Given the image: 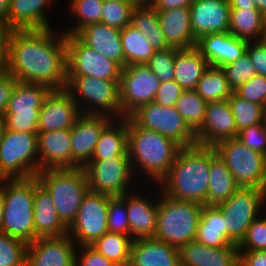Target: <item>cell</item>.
<instances>
[{"label":"cell","instance_id":"e0dca14e","mask_svg":"<svg viewBox=\"0 0 266 266\" xmlns=\"http://www.w3.org/2000/svg\"><path fill=\"white\" fill-rule=\"evenodd\" d=\"M113 120L107 115L81 114L71 128L73 168L91 160L102 130Z\"/></svg>","mask_w":266,"mask_h":266},{"label":"cell","instance_id":"f6af8a7d","mask_svg":"<svg viewBox=\"0 0 266 266\" xmlns=\"http://www.w3.org/2000/svg\"><path fill=\"white\" fill-rule=\"evenodd\" d=\"M108 232L130 236L126 194L109 198Z\"/></svg>","mask_w":266,"mask_h":266},{"label":"cell","instance_id":"5bb4252c","mask_svg":"<svg viewBox=\"0 0 266 266\" xmlns=\"http://www.w3.org/2000/svg\"><path fill=\"white\" fill-rule=\"evenodd\" d=\"M111 196L89 190L76 217L68 227V235L77 246H90L108 232V207Z\"/></svg>","mask_w":266,"mask_h":266},{"label":"cell","instance_id":"7a4b0ae2","mask_svg":"<svg viewBox=\"0 0 266 266\" xmlns=\"http://www.w3.org/2000/svg\"><path fill=\"white\" fill-rule=\"evenodd\" d=\"M211 146L181 147L168 173L156 184L168 196L206 205Z\"/></svg>","mask_w":266,"mask_h":266},{"label":"cell","instance_id":"89a4df30","mask_svg":"<svg viewBox=\"0 0 266 266\" xmlns=\"http://www.w3.org/2000/svg\"><path fill=\"white\" fill-rule=\"evenodd\" d=\"M265 122H266V106H265Z\"/></svg>","mask_w":266,"mask_h":266},{"label":"cell","instance_id":"a7ac6f4b","mask_svg":"<svg viewBox=\"0 0 266 266\" xmlns=\"http://www.w3.org/2000/svg\"><path fill=\"white\" fill-rule=\"evenodd\" d=\"M0 178L2 179V180H4V179H7L1 172H0Z\"/></svg>","mask_w":266,"mask_h":266},{"label":"cell","instance_id":"4fadbf2b","mask_svg":"<svg viewBox=\"0 0 266 266\" xmlns=\"http://www.w3.org/2000/svg\"><path fill=\"white\" fill-rule=\"evenodd\" d=\"M161 81L146 64L127 65L121 70L119 101L122 118L154 102Z\"/></svg>","mask_w":266,"mask_h":266},{"label":"cell","instance_id":"484cf974","mask_svg":"<svg viewBox=\"0 0 266 266\" xmlns=\"http://www.w3.org/2000/svg\"><path fill=\"white\" fill-rule=\"evenodd\" d=\"M129 266H181L179 249L154 238L133 240Z\"/></svg>","mask_w":266,"mask_h":266},{"label":"cell","instance_id":"ffe728a7","mask_svg":"<svg viewBox=\"0 0 266 266\" xmlns=\"http://www.w3.org/2000/svg\"><path fill=\"white\" fill-rule=\"evenodd\" d=\"M195 134L196 144L212 147L220 141L237 138L235 120L228 99L207 103L204 122Z\"/></svg>","mask_w":266,"mask_h":266},{"label":"cell","instance_id":"c3c4849f","mask_svg":"<svg viewBox=\"0 0 266 266\" xmlns=\"http://www.w3.org/2000/svg\"><path fill=\"white\" fill-rule=\"evenodd\" d=\"M257 217L249 226L239 250H266V215Z\"/></svg>","mask_w":266,"mask_h":266},{"label":"cell","instance_id":"30bf717a","mask_svg":"<svg viewBox=\"0 0 266 266\" xmlns=\"http://www.w3.org/2000/svg\"><path fill=\"white\" fill-rule=\"evenodd\" d=\"M214 149L240 187L266 190V156L249 149L238 138L220 141Z\"/></svg>","mask_w":266,"mask_h":266},{"label":"cell","instance_id":"7c38bea8","mask_svg":"<svg viewBox=\"0 0 266 266\" xmlns=\"http://www.w3.org/2000/svg\"><path fill=\"white\" fill-rule=\"evenodd\" d=\"M135 125L155 131L172 139L181 147L196 144V134L188 126L175 106L164 107L150 102L128 117Z\"/></svg>","mask_w":266,"mask_h":266},{"label":"cell","instance_id":"94428289","mask_svg":"<svg viewBox=\"0 0 266 266\" xmlns=\"http://www.w3.org/2000/svg\"><path fill=\"white\" fill-rule=\"evenodd\" d=\"M231 8L257 9L255 0H227Z\"/></svg>","mask_w":266,"mask_h":266},{"label":"cell","instance_id":"74e56055","mask_svg":"<svg viewBox=\"0 0 266 266\" xmlns=\"http://www.w3.org/2000/svg\"><path fill=\"white\" fill-rule=\"evenodd\" d=\"M132 242L131 236L106 232L90 246L116 265L129 266Z\"/></svg>","mask_w":266,"mask_h":266},{"label":"cell","instance_id":"5b68a950","mask_svg":"<svg viewBox=\"0 0 266 266\" xmlns=\"http://www.w3.org/2000/svg\"><path fill=\"white\" fill-rule=\"evenodd\" d=\"M158 190L160 197L153 238L180 249L195 240L203 205L174 199Z\"/></svg>","mask_w":266,"mask_h":266},{"label":"cell","instance_id":"9f6ffc18","mask_svg":"<svg viewBox=\"0 0 266 266\" xmlns=\"http://www.w3.org/2000/svg\"><path fill=\"white\" fill-rule=\"evenodd\" d=\"M239 266H266V250H239Z\"/></svg>","mask_w":266,"mask_h":266},{"label":"cell","instance_id":"83f0119b","mask_svg":"<svg viewBox=\"0 0 266 266\" xmlns=\"http://www.w3.org/2000/svg\"><path fill=\"white\" fill-rule=\"evenodd\" d=\"M158 18L161 30L171 48L195 47L197 39L192 34L190 7L158 11Z\"/></svg>","mask_w":266,"mask_h":266},{"label":"cell","instance_id":"91938a15","mask_svg":"<svg viewBox=\"0 0 266 266\" xmlns=\"http://www.w3.org/2000/svg\"><path fill=\"white\" fill-rule=\"evenodd\" d=\"M11 0H0V24L8 28V11Z\"/></svg>","mask_w":266,"mask_h":266},{"label":"cell","instance_id":"681fc988","mask_svg":"<svg viewBox=\"0 0 266 266\" xmlns=\"http://www.w3.org/2000/svg\"><path fill=\"white\" fill-rule=\"evenodd\" d=\"M237 95L248 101L266 106V76L256 74L243 83L235 91Z\"/></svg>","mask_w":266,"mask_h":266},{"label":"cell","instance_id":"8d00e7d4","mask_svg":"<svg viewBox=\"0 0 266 266\" xmlns=\"http://www.w3.org/2000/svg\"><path fill=\"white\" fill-rule=\"evenodd\" d=\"M124 54V67L133 64H146L156 50L148 40L131 24L120 33Z\"/></svg>","mask_w":266,"mask_h":266},{"label":"cell","instance_id":"be15d7a7","mask_svg":"<svg viewBox=\"0 0 266 266\" xmlns=\"http://www.w3.org/2000/svg\"><path fill=\"white\" fill-rule=\"evenodd\" d=\"M255 4L262 14L266 12V0H255Z\"/></svg>","mask_w":266,"mask_h":266},{"label":"cell","instance_id":"680465c9","mask_svg":"<svg viewBox=\"0 0 266 266\" xmlns=\"http://www.w3.org/2000/svg\"><path fill=\"white\" fill-rule=\"evenodd\" d=\"M9 29L0 24V72L6 70L7 65V39Z\"/></svg>","mask_w":266,"mask_h":266},{"label":"cell","instance_id":"ac0fdd59","mask_svg":"<svg viewBox=\"0 0 266 266\" xmlns=\"http://www.w3.org/2000/svg\"><path fill=\"white\" fill-rule=\"evenodd\" d=\"M76 247L68 234L39 237L28 243L26 266H75Z\"/></svg>","mask_w":266,"mask_h":266},{"label":"cell","instance_id":"cb8c5ba5","mask_svg":"<svg viewBox=\"0 0 266 266\" xmlns=\"http://www.w3.org/2000/svg\"><path fill=\"white\" fill-rule=\"evenodd\" d=\"M181 266H239L238 245L212 248L196 240L179 249Z\"/></svg>","mask_w":266,"mask_h":266},{"label":"cell","instance_id":"816d5d0a","mask_svg":"<svg viewBox=\"0 0 266 266\" xmlns=\"http://www.w3.org/2000/svg\"><path fill=\"white\" fill-rule=\"evenodd\" d=\"M76 249L75 266H118L91 246H77Z\"/></svg>","mask_w":266,"mask_h":266},{"label":"cell","instance_id":"6125c7cd","mask_svg":"<svg viewBox=\"0 0 266 266\" xmlns=\"http://www.w3.org/2000/svg\"><path fill=\"white\" fill-rule=\"evenodd\" d=\"M3 213H4V199H3L2 192L0 191V232H2Z\"/></svg>","mask_w":266,"mask_h":266},{"label":"cell","instance_id":"7dc6e473","mask_svg":"<svg viewBox=\"0 0 266 266\" xmlns=\"http://www.w3.org/2000/svg\"><path fill=\"white\" fill-rule=\"evenodd\" d=\"M176 48L156 50L146 65L159 78L161 82L174 80V60Z\"/></svg>","mask_w":266,"mask_h":266},{"label":"cell","instance_id":"f546056e","mask_svg":"<svg viewBox=\"0 0 266 266\" xmlns=\"http://www.w3.org/2000/svg\"><path fill=\"white\" fill-rule=\"evenodd\" d=\"M57 0H11L8 11V29L52 28L46 15V8ZM47 17V18H46Z\"/></svg>","mask_w":266,"mask_h":266},{"label":"cell","instance_id":"03108f58","mask_svg":"<svg viewBox=\"0 0 266 266\" xmlns=\"http://www.w3.org/2000/svg\"><path fill=\"white\" fill-rule=\"evenodd\" d=\"M263 34H266V12L263 14Z\"/></svg>","mask_w":266,"mask_h":266},{"label":"cell","instance_id":"8fae6325","mask_svg":"<svg viewBox=\"0 0 266 266\" xmlns=\"http://www.w3.org/2000/svg\"><path fill=\"white\" fill-rule=\"evenodd\" d=\"M52 91L44 84L18 82L4 115L6 129L38 133L40 109Z\"/></svg>","mask_w":266,"mask_h":266},{"label":"cell","instance_id":"7402d4cb","mask_svg":"<svg viewBox=\"0 0 266 266\" xmlns=\"http://www.w3.org/2000/svg\"><path fill=\"white\" fill-rule=\"evenodd\" d=\"M230 9L227 0H195L190 6L193 36L229 32Z\"/></svg>","mask_w":266,"mask_h":266},{"label":"cell","instance_id":"d4e9b609","mask_svg":"<svg viewBox=\"0 0 266 266\" xmlns=\"http://www.w3.org/2000/svg\"><path fill=\"white\" fill-rule=\"evenodd\" d=\"M126 193V207L130 225V236L133 240L153 238L157 223L159 196L152 202L144 194L136 191ZM143 195V196H141Z\"/></svg>","mask_w":266,"mask_h":266},{"label":"cell","instance_id":"d590c367","mask_svg":"<svg viewBox=\"0 0 266 266\" xmlns=\"http://www.w3.org/2000/svg\"><path fill=\"white\" fill-rule=\"evenodd\" d=\"M229 33L250 41L263 39V14L258 9L231 8Z\"/></svg>","mask_w":266,"mask_h":266},{"label":"cell","instance_id":"db71d44e","mask_svg":"<svg viewBox=\"0 0 266 266\" xmlns=\"http://www.w3.org/2000/svg\"><path fill=\"white\" fill-rule=\"evenodd\" d=\"M246 53L251 59L256 74L266 76V44L262 40L250 41Z\"/></svg>","mask_w":266,"mask_h":266},{"label":"cell","instance_id":"d6a6232c","mask_svg":"<svg viewBox=\"0 0 266 266\" xmlns=\"http://www.w3.org/2000/svg\"><path fill=\"white\" fill-rule=\"evenodd\" d=\"M209 64L194 47L176 49L174 60V80L185 90H195L197 83Z\"/></svg>","mask_w":266,"mask_h":266},{"label":"cell","instance_id":"4dcf8cb0","mask_svg":"<svg viewBox=\"0 0 266 266\" xmlns=\"http://www.w3.org/2000/svg\"><path fill=\"white\" fill-rule=\"evenodd\" d=\"M114 157H129L127 118L113 119L102 130L91 160Z\"/></svg>","mask_w":266,"mask_h":266},{"label":"cell","instance_id":"b9f144b4","mask_svg":"<svg viewBox=\"0 0 266 266\" xmlns=\"http://www.w3.org/2000/svg\"><path fill=\"white\" fill-rule=\"evenodd\" d=\"M207 102L195 90L184 91L176 102V110L188 126L196 132L203 124Z\"/></svg>","mask_w":266,"mask_h":266},{"label":"cell","instance_id":"9c48e42d","mask_svg":"<svg viewBox=\"0 0 266 266\" xmlns=\"http://www.w3.org/2000/svg\"><path fill=\"white\" fill-rule=\"evenodd\" d=\"M264 205L265 189L255 187H240L230 198L217 205L223 214L228 239L233 244L239 245L251 223L264 216Z\"/></svg>","mask_w":266,"mask_h":266},{"label":"cell","instance_id":"44dd1931","mask_svg":"<svg viewBox=\"0 0 266 266\" xmlns=\"http://www.w3.org/2000/svg\"><path fill=\"white\" fill-rule=\"evenodd\" d=\"M247 46L248 41L226 32L200 36L196 41L195 48L205 58L209 66L222 68L244 56Z\"/></svg>","mask_w":266,"mask_h":266},{"label":"cell","instance_id":"277c9868","mask_svg":"<svg viewBox=\"0 0 266 266\" xmlns=\"http://www.w3.org/2000/svg\"><path fill=\"white\" fill-rule=\"evenodd\" d=\"M0 191L4 199L2 233L32 243L37 239L33 211L35 176L4 179Z\"/></svg>","mask_w":266,"mask_h":266},{"label":"cell","instance_id":"9a60e30c","mask_svg":"<svg viewBox=\"0 0 266 266\" xmlns=\"http://www.w3.org/2000/svg\"><path fill=\"white\" fill-rule=\"evenodd\" d=\"M84 170L89 190L105 195L122 196L130 193L128 187L135 178L129 157H114L109 160H90Z\"/></svg>","mask_w":266,"mask_h":266},{"label":"cell","instance_id":"6da1fadb","mask_svg":"<svg viewBox=\"0 0 266 266\" xmlns=\"http://www.w3.org/2000/svg\"><path fill=\"white\" fill-rule=\"evenodd\" d=\"M6 70L20 82L66 89V34L54 28L10 30Z\"/></svg>","mask_w":266,"mask_h":266},{"label":"cell","instance_id":"ee69618b","mask_svg":"<svg viewBox=\"0 0 266 266\" xmlns=\"http://www.w3.org/2000/svg\"><path fill=\"white\" fill-rule=\"evenodd\" d=\"M28 243L0 232V266H26Z\"/></svg>","mask_w":266,"mask_h":266},{"label":"cell","instance_id":"f1b7e54d","mask_svg":"<svg viewBox=\"0 0 266 266\" xmlns=\"http://www.w3.org/2000/svg\"><path fill=\"white\" fill-rule=\"evenodd\" d=\"M34 227L36 237H57L68 234V228L58 218L51 195L35 176Z\"/></svg>","mask_w":266,"mask_h":266},{"label":"cell","instance_id":"f5cc1de1","mask_svg":"<svg viewBox=\"0 0 266 266\" xmlns=\"http://www.w3.org/2000/svg\"><path fill=\"white\" fill-rule=\"evenodd\" d=\"M184 91L175 80L161 82L154 102L164 107L175 106Z\"/></svg>","mask_w":266,"mask_h":266},{"label":"cell","instance_id":"e7e4bbea","mask_svg":"<svg viewBox=\"0 0 266 266\" xmlns=\"http://www.w3.org/2000/svg\"><path fill=\"white\" fill-rule=\"evenodd\" d=\"M5 129H6L5 119L3 116H0V141L2 140Z\"/></svg>","mask_w":266,"mask_h":266},{"label":"cell","instance_id":"bcb514c9","mask_svg":"<svg viewBox=\"0 0 266 266\" xmlns=\"http://www.w3.org/2000/svg\"><path fill=\"white\" fill-rule=\"evenodd\" d=\"M222 70L226 74L228 85L232 91H235L239 86L256 75L255 68L247 53L238 60L223 66Z\"/></svg>","mask_w":266,"mask_h":266},{"label":"cell","instance_id":"8992f818","mask_svg":"<svg viewBox=\"0 0 266 266\" xmlns=\"http://www.w3.org/2000/svg\"><path fill=\"white\" fill-rule=\"evenodd\" d=\"M36 177L51 195L58 218L68 228L89 192L84 167L40 170Z\"/></svg>","mask_w":266,"mask_h":266},{"label":"cell","instance_id":"6f0895ef","mask_svg":"<svg viewBox=\"0 0 266 266\" xmlns=\"http://www.w3.org/2000/svg\"><path fill=\"white\" fill-rule=\"evenodd\" d=\"M156 11L190 7L195 0H146Z\"/></svg>","mask_w":266,"mask_h":266},{"label":"cell","instance_id":"3957f363","mask_svg":"<svg viewBox=\"0 0 266 266\" xmlns=\"http://www.w3.org/2000/svg\"><path fill=\"white\" fill-rule=\"evenodd\" d=\"M127 123L128 154L133 174L139 177L135 169L143 171L144 177L158 184L170 170L181 146L155 131L135 125L129 118Z\"/></svg>","mask_w":266,"mask_h":266},{"label":"cell","instance_id":"ab89813d","mask_svg":"<svg viewBox=\"0 0 266 266\" xmlns=\"http://www.w3.org/2000/svg\"><path fill=\"white\" fill-rule=\"evenodd\" d=\"M234 116L237 134L243 129L265 122V107L248 101L234 91L228 98Z\"/></svg>","mask_w":266,"mask_h":266},{"label":"cell","instance_id":"4316f807","mask_svg":"<svg viewBox=\"0 0 266 266\" xmlns=\"http://www.w3.org/2000/svg\"><path fill=\"white\" fill-rule=\"evenodd\" d=\"M121 30L103 23H95L82 28L76 36L94 51L112 59L124 68Z\"/></svg>","mask_w":266,"mask_h":266},{"label":"cell","instance_id":"1f68e13d","mask_svg":"<svg viewBox=\"0 0 266 266\" xmlns=\"http://www.w3.org/2000/svg\"><path fill=\"white\" fill-rule=\"evenodd\" d=\"M195 240L212 248L236 245L228 239L222 211L215 205H203Z\"/></svg>","mask_w":266,"mask_h":266},{"label":"cell","instance_id":"836d02e7","mask_svg":"<svg viewBox=\"0 0 266 266\" xmlns=\"http://www.w3.org/2000/svg\"><path fill=\"white\" fill-rule=\"evenodd\" d=\"M209 180L206 205L217 206L230 198L240 188L227 165L212 146Z\"/></svg>","mask_w":266,"mask_h":266},{"label":"cell","instance_id":"60d3db41","mask_svg":"<svg viewBox=\"0 0 266 266\" xmlns=\"http://www.w3.org/2000/svg\"><path fill=\"white\" fill-rule=\"evenodd\" d=\"M103 0H70L69 9L78 19L75 25L63 31L66 35H76L82 28L101 23ZM78 22V23H77Z\"/></svg>","mask_w":266,"mask_h":266},{"label":"cell","instance_id":"e575fe53","mask_svg":"<svg viewBox=\"0 0 266 266\" xmlns=\"http://www.w3.org/2000/svg\"><path fill=\"white\" fill-rule=\"evenodd\" d=\"M131 25L141 32L155 50L171 48L161 30L158 11L146 0H140L134 7Z\"/></svg>","mask_w":266,"mask_h":266},{"label":"cell","instance_id":"7bdbcfd3","mask_svg":"<svg viewBox=\"0 0 266 266\" xmlns=\"http://www.w3.org/2000/svg\"><path fill=\"white\" fill-rule=\"evenodd\" d=\"M140 0H107L103 2L101 23L122 30L131 24L134 7Z\"/></svg>","mask_w":266,"mask_h":266},{"label":"cell","instance_id":"f907efd6","mask_svg":"<svg viewBox=\"0 0 266 266\" xmlns=\"http://www.w3.org/2000/svg\"><path fill=\"white\" fill-rule=\"evenodd\" d=\"M237 138L249 149L266 156V122L243 129Z\"/></svg>","mask_w":266,"mask_h":266},{"label":"cell","instance_id":"2e32d148","mask_svg":"<svg viewBox=\"0 0 266 266\" xmlns=\"http://www.w3.org/2000/svg\"><path fill=\"white\" fill-rule=\"evenodd\" d=\"M67 76H90L120 80L122 67L84 44L76 35H66Z\"/></svg>","mask_w":266,"mask_h":266},{"label":"cell","instance_id":"52a82bcc","mask_svg":"<svg viewBox=\"0 0 266 266\" xmlns=\"http://www.w3.org/2000/svg\"><path fill=\"white\" fill-rule=\"evenodd\" d=\"M66 90L76 102L81 114L107 115L113 119L122 118L119 80L67 76Z\"/></svg>","mask_w":266,"mask_h":266},{"label":"cell","instance_id":"d6986e66","mask_svg":"<svg viewBox=\"0 0 266 266\" xmlns=\"http://www.w3.org/2000/svg\"><path fill=\"white\" fill-rule=\"evenodd\" d=\"M81 112L66 89L52 90L40 109L38 132L71 129Z\"/></svg>","mask_w":266,"mask_h":266},{"label":"cell","instance_id":"ba28073f","mask_svg":"<svg viewBox=\"0 0 266 266\" xmlns=\"http://www.w3.org/2000/svg\"><path fill=\"white\" fill-rule=\"evenodd\" d=\"M0 172L7 179L30 178L38 174V133L5 129L0 141Z\"/></svg>","mask_w":266,"mask_h":266},{"label":"cell","instance_id":"603a6c76","mask_svg":"<svg viewBox=\"0 0 266 266\" xmlns=\"http://www.w3.org/2000/svg\"><path fill=\"white\" fill-rule=\"evenodd\" d=\"M39 171L73 168L71 129L38 132Z\"/></svg>","mask_w":266,"mask_h":266},{"label":"cell","instance_id":"003e7915","mask_svg":"<svg viewBox=\"0 0 266 266\" xmlns=\"http://www.w3.org/2000/svg\"><path fill=\"white\" fill-rule=\"evenodd\" d=\"M262 41L266 44V34H263V39Z\"/></svg>","mask_w":266,"mask_h":266},{"label":"cell","instance_id":"11a10c76","mask_svg":"<svg viewBox=\"0 0 266 266\" xmlns=\"http://www.w3.org/2000/svg\"><path fill=\"white\" fill-rule=\"evenodd\" d=\"M18 82L19 80L7 70L0 72V116L4 117L8 102Z\"/></svg>","mask_w":266,"mask_h":266},{"label":"cell","instance_id":"f35d334b","mask_svg":"<svg viewBox=\"0 0 266 266\" xmlns=\"http://www.w3.org/2000/svg\"><path fill=\"white\" fill-rule=\"evenodd\" d=\"M195 91L207 103L228 99L233 93L225 72L220 67L208 66L197 83Z\"/></svg>","mask_w":266,"mask_h":266}]
</instances>
